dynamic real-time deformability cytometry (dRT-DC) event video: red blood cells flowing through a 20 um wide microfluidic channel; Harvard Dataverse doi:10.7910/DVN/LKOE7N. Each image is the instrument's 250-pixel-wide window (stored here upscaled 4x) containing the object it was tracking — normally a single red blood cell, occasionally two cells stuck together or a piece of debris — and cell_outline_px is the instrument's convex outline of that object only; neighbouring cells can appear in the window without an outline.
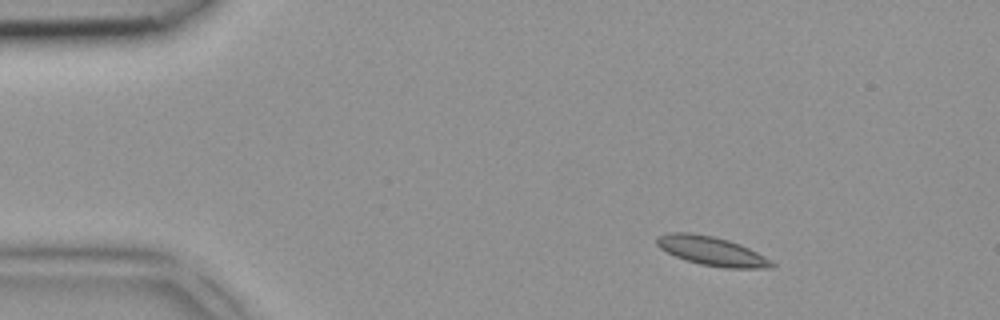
{"species": "common noctule bat (a hibernating species)", "species_latin": "Nyctalus noctula", "temperature_condition": "room temperature", "stored_images_in_passage": 3, "camera_frame_rate_fps": 3000, "um_per_image_px": 0.085, "animal": {"sex": "female", "body_mass_g": 18.4}, "frame": {"image": 1, "passage_image": 1, "time_ms": 0.0, "image_size_px": [1000, 320], "cell_outline_px": [[776, 264], [772, 268], [724, 268], [700, 264], [684, 260], [660, 248], [656, 244], [656, 236], [668, 232], [688, 232], [712, 236], [728, 240], [740, 244], [764, 256]], "centroid_in_image_um": [60.47, 21.34], "position_along_channel_um": 24.5, "area_um2": 19.42}}
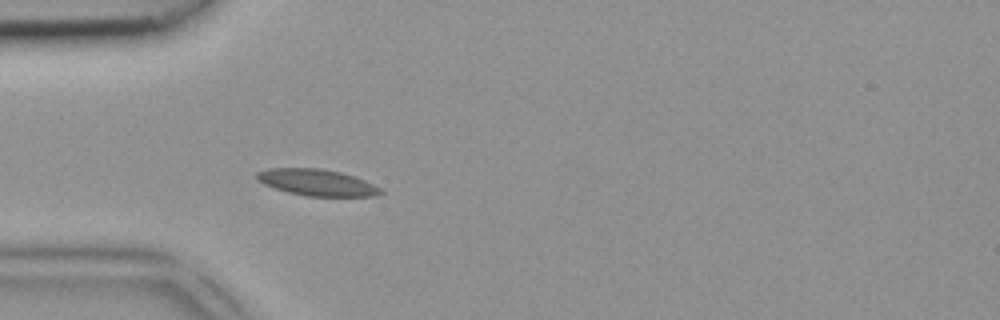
{"frame": {"image": 2, "passage_image": 3, "time_ms": 0.667, "image_size_px": [1000, 320], "cell_outline_px": [[384, 192], [376, 196], [308, 196], [288, 192], [272, 188], [256, 180], [256, 172], [268, 168], [320, 168], [340, 172], [364, 180], [384, 188]], "centroid_in_image_um": [26.94, 15.51], "position_along_channel_um": 58.1, "area_um2": 19.25}}